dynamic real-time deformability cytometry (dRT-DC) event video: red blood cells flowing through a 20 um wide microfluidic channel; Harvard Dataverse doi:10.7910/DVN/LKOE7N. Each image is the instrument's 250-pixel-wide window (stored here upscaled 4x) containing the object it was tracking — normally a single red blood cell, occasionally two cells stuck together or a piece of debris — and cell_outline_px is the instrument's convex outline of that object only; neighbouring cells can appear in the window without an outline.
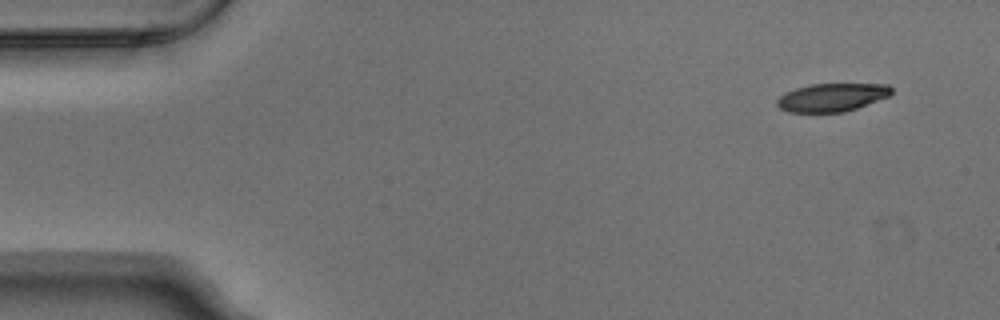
{"species": "Egyptian fruit bat (a non-hibernating species)", "species_latin": "Rousettus aegyptiacus", "temperature_condition": "warm", "stored_images_in_passage": 4, "camera_frame_rate_fps": 3000, "um_per_image_px": 0.085, "animal": {"sex": "male"}, "frame": {"image": 1, "passage_image": 1, "time_ms": 0.0, "image_size_px": [1000, 320], "cell_outline_px": [[892, 92], [888, 96], [856, 108], [844, 112], [788, 112], [780, 108], [776, 104], [776, 100], [784, 92], [796, 88], [812, 84], [888, 84], [892, 88]], "centroid_in_image_um": [70.68, 8.27], "position_along_channel_um": 14.3, "area_um2": 18.67}}
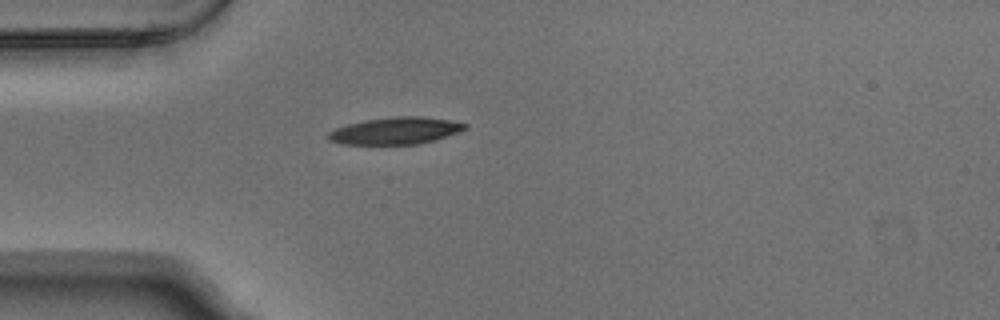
{"frame": {"image": 2, "passage_image": 4, "time_ms": 1.0, "image_size_px": [1000, 320], "cell_outline_px": [[468, 128], [460, 132], [432, 140], [416, 144], [340, 144], [328, 140], [328, 132], [336, 128], [348, 124], [364, 120], [392, 116], [420, 116], [448, 120], [468, 124]], "centroid_in_image_um": [33.6, 11.11], "position_along_channel_um": 51.4, "area_um2": 21.44}}